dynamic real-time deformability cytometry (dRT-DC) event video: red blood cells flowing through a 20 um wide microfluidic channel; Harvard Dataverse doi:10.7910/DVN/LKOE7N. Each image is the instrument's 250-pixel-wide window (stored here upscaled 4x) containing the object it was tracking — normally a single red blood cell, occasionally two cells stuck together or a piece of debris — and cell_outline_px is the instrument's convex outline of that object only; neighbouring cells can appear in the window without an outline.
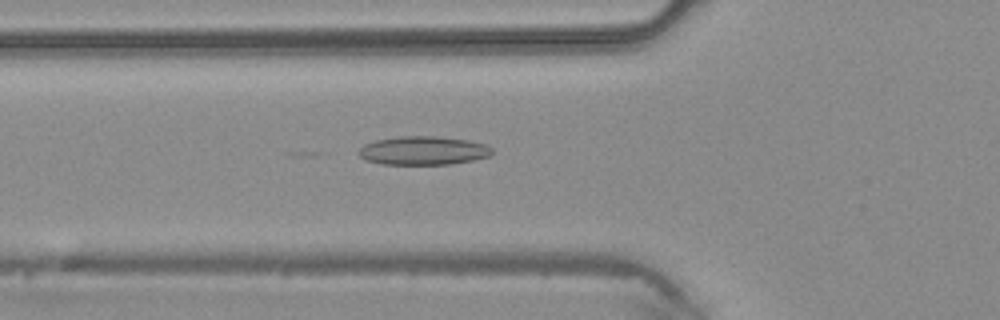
{"species": "common noctule bat (a hibernating species)", "species_latin": "Nyctalus noctula", "temperature_condition": "warm", "stored_images_in_passage": 43, "camera_frame_rate_fps": 3000, "um_per_image_px": 0.085, "animal": {"sex": "male", "body_mass_g": 20.4}, "frame": {"image": 1, "passage_image": 15, "time_ms": 4.667, "image_size_px": [1000, 320], "cell_outline_px": [[492, 152], [488, 156], [472, 160], [452, 164], [380, 164], [364, 160], [360, 156], [360, 148], [364, 144], [376, 140], [400, 136], [436, 136], [468, 140], [484, 144], [492, 148]], "centroid_in_image_um": [35.95, 12.8], "position_along_channel_um": 89.8, "area_um2": 22.14}}
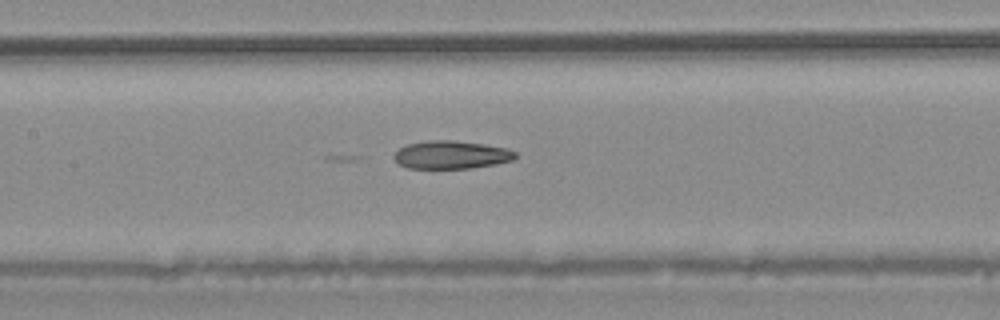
{"frame": {"image": 2, "passage_image": 20, "time_ms": 6.333, "image_size_px": [1000, 320], "cell_outline_px": [[516, 156], [512, 160], [496, 164], [472, 168], [408, 168], [400, 164], [392, 156], [400, 148], [408, 144], [428, 140], [452, 140], [484, 144], [508, 148], [516, 152]], "centroid_in_image_um": [38.38, 13.15], "position_along_channel_um": 169.0, "area_um2": 19.77}}
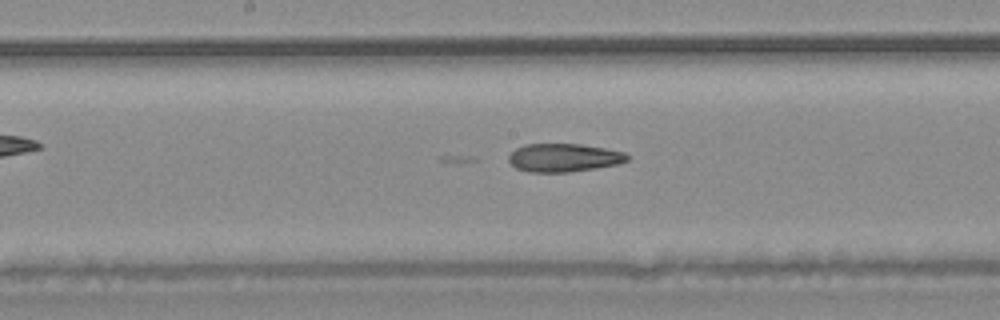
{"frame": {"image": 3, "passage_image": 22, "time_ms": 7.0, "image_size_px": [1000, 320], "cell_outline_px": [[628, 160], [616, 164], [596, 168], [568, 172], [528, 172], [516, 168], [508, 160], [508, 156], [516, 148], [524, 144], [580, 144], [604, 148], [624, 152], [628, 156]], "centroid_in_image_um": [47.89, 13.4], "position_along_channel_um": 200.3, "area_um2": 19.42}}